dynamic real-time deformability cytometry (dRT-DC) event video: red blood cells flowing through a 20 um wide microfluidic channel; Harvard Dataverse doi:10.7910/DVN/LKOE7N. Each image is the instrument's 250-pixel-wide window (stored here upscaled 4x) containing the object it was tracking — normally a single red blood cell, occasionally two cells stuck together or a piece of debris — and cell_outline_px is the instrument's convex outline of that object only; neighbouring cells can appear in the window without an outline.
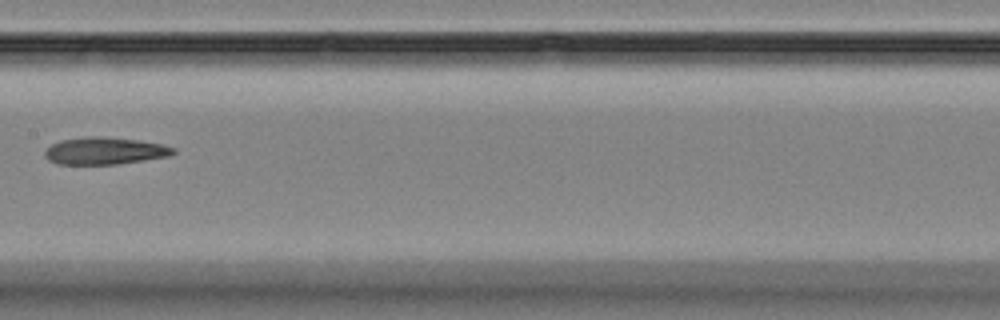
{"species": "Egyptian fruit bat (a non-hibernating species)", "species_latin": "Rousettus aegyptiacus", "temperature_condition": "room temperature", "stored_images_in_passage": 15, "camera_frame_rate_fps": 3000, "um_per_image_px": 0.085, "animal": {"sex": "female"}, "frame": {"image": 1, "passage_image": 9, "time_ms": 10.667, "image_size_px": [1000, 320], "cell_outline_px": [[176, 152], [168, 156], [144, 160], [116, 164], [56, 164], [48, 160], [44, 156], [44, 152], [52, 144], [60, 140], [84, 136], [104, 136], [136, 140], [160, 144], [176, 148]], "centroid_in_image_um": [8.86, 12.82], "position_along_channel_um": 198.5, "area_um2": 20.35}}
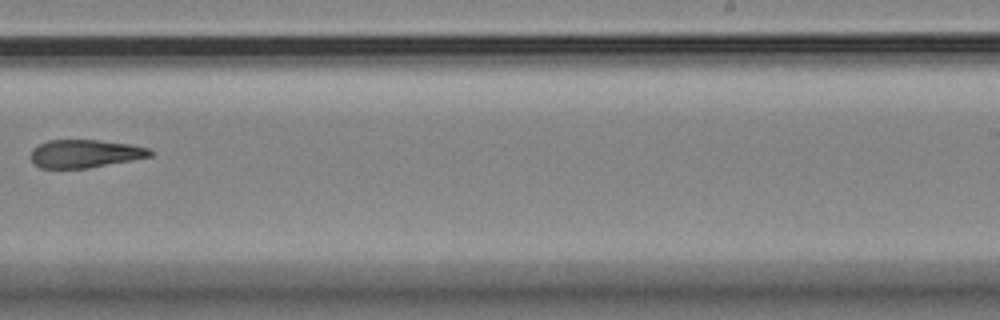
{"frame": {"image": 2, "passage_image": 11, "time_ms": 13.0, "image_size_px": [1000, 320], "cell_outline_px": [[156, 152], [152, 156], [132, 160], [88, 168], [40, 168], [32, 160], [32, 148], [48, 140], [100, 140], [128, 144], [148, 148]], "centroid_in_image_um": [7.26, 13.06], "position_along_channel_um": 281.7, "area_um2": 19.42}}
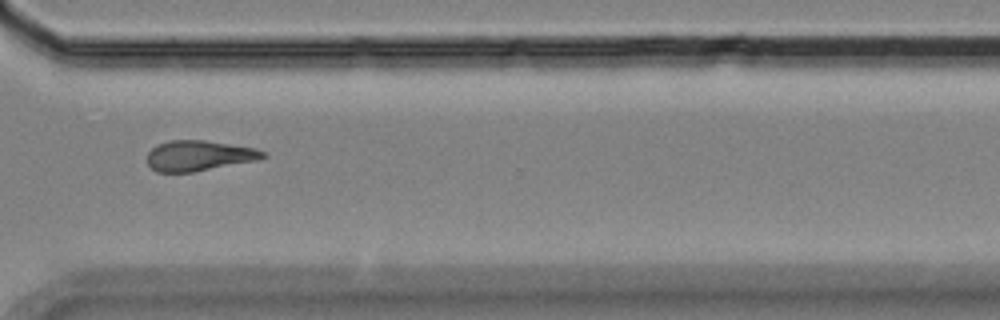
{"frame": {"image": 3, "passage_image": 13, "time_ms": 15.0, "image_size_px": [1000, 320], "cell_outline_px": [[268, 156], [256, 160], [192, 172], [156, 172], [148, 164], [148, 152], [156, 144], [168, 140], [204, 140], [256, 148], [264, 152]], "centroid_in_image_um": [16.88, 13.22], "position_along_channel_um": 353.7, "area_um2": 20.4}, "authors_computed_cell_mechanics": {"area_um2": 20.519, "velocity_mm_per_s": 3.5989, "shape_relaxation_time_tau1_ms": null, "shape_relaxation_time_tau2_ms": 6.6602, "deformation_change_tau1": null, "deformation_change_tau2": 0.1943}}